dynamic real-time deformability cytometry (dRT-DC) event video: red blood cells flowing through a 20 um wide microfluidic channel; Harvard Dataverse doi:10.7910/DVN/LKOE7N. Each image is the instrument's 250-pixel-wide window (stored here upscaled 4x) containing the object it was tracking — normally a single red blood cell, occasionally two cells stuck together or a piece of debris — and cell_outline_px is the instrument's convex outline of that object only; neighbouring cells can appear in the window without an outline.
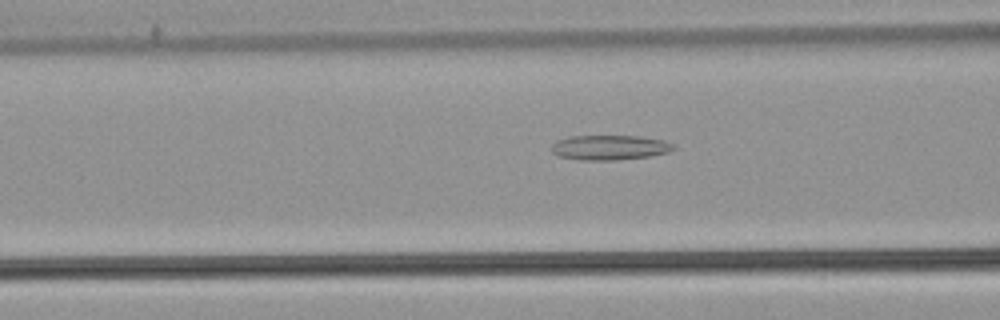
{"species": "common noctule bat (a hibernating species)", "species_latin": "Nyctalus noctula", "temperature_condition": "warm", "stored_images_in_passage": 39, "camera_frame_rate_fps": 3000, "um_per_image_px": 0.085, "animal": {"sex": "male", "body_mass_g": 21.5, "forearm_length_mm": 52.0}, "frame": {"image": 1, "passage_image": 10, "time_ms": 3.0, "image_size_px": [1000, 320], "cell_outline_px": [[676, 148], [668, 152], [648, 156], [616, 160], [580, 160], [556, 156], [552, 152], [552, 144], [556, 140], [568, 136], [640, 136], [664, 140], [672, 144]], "centroid_in_image_um": [51.77, 12.53], "position_along_channel_um": 114.8, "area_um2": 17.74}}
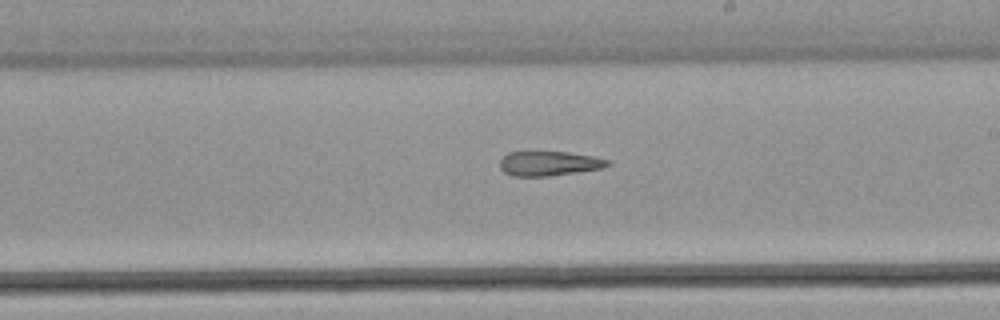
{"frame": {"image": 2, "passage_image": 20, "time_ms": 6.333, "image_size_px": [1000, 320], "cell_outline_px": [[612, 164], [604, 168], [548, 176], [512, 176], [504, 172], [500, 168], [500, 160], [508, 152], [528, 148], [532, 148], [568, 152], [592, 156], [612, 160]], "centroid_in_image_um": [46.64, 13.83], "position_along_channel_um": 242.4, "area_um2": 16.42}}
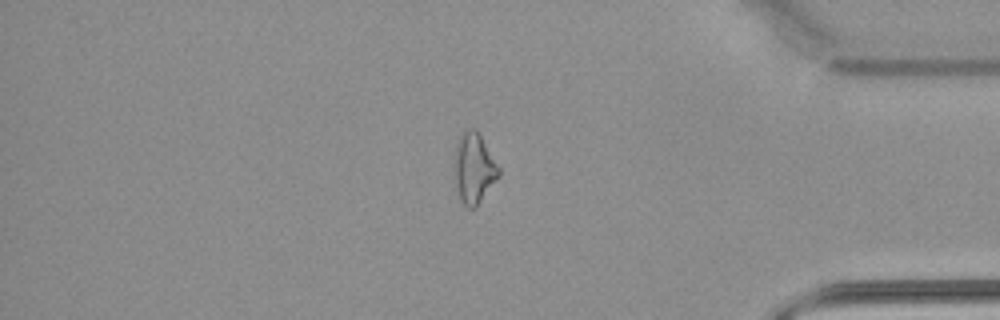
{"frame": {"image": 3, "passage_image": 34, "time_ms": 11.0, "image_size_px": [1000, 320], "cell_outline_px": [[500, 176], [476, 208], [468, 208], [460, 200], [456, 184], [456, 140], [460, 132], [468, 128], [476, 128], [500, 168]], "centroid_in_image_um": [40.31, 14.28], "position_along_channel_um": 394.9, "area_um2": 18.15}, "authors_computed_cell_mechanics": {"area_um2": 17.1088, "velocity_mm_per_s": 3.8244, "shape_relaxation_time_tau1_ms": null, "shape_relaxation_time_tau2_ms": 6.0617, "deformation_change_tau1": null, "deformation_change_tau2": 0.1901}}